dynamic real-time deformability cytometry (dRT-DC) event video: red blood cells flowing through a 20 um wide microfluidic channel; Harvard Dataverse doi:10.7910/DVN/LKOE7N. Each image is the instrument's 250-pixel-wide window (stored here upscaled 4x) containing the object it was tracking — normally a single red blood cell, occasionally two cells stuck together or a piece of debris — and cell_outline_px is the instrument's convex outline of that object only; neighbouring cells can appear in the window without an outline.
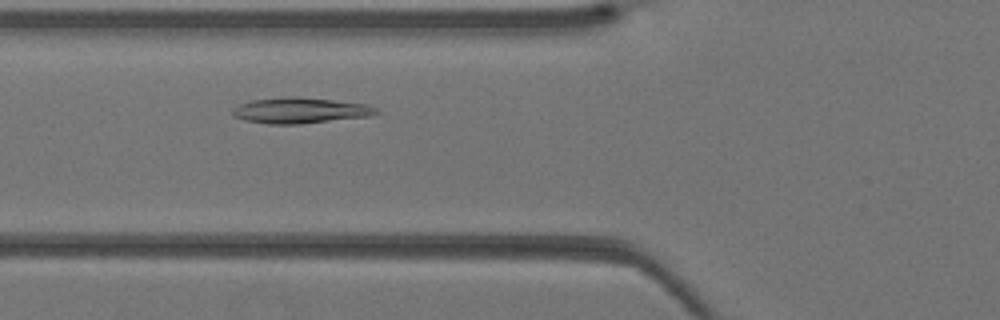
{"species": "Egyptian fruit bat (a non-hibernating species)", "species_latin": "Rousettus aegyptiacus", "temperature_condition": "warm", "stored_images_in_passage": 34, "camera_frame_rate_fps": 3000, "um_per_image_px": 0.085, "animal": {"sex": "female"}, "frame": {"image": 1, "passage_image": 8, "time_ms": 2.333, "image_size_px": [1000, 320], "cell_outline_px": [[380, 112], [372, 116], [300, 124], [268, 124], [244, 120], [236, 116], [232, 112], [232, 108], [240, 104], [252, 100], [288, 96], [300, 96], [368, 104], [376, 108]], "centroid_in_image_um": [25.56, 9.38], "position_along_channel_um": 100.2, "area_um2": 21.73}}
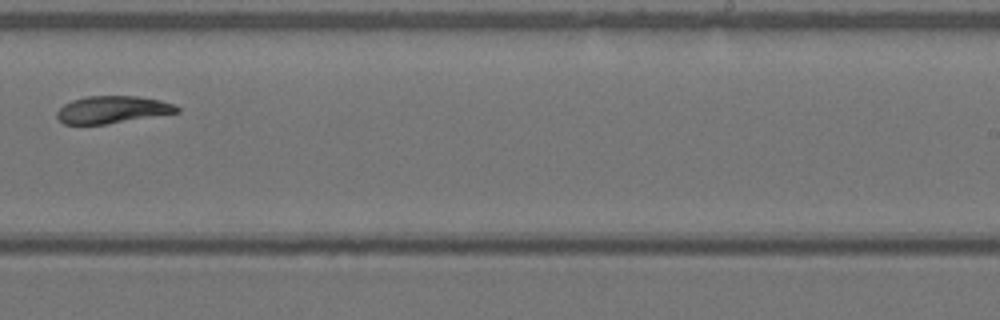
{"frame": {"image": 2, "passage_image": 19, "time_ms": 6.0, "image_size_px": [1000, 320], "cell_outline_px": [[180, 112], [108, 124], [64, 124], [56, 116], [56, 112], [64, 104], [72, 100], [88, 96], [136, 96], [160, 100], [172, 104], [180, 108]], "centroid_in_image_um": [9.55, 9.32], "position_along_channel_um": 279.5, "area_um2": 19.02}}
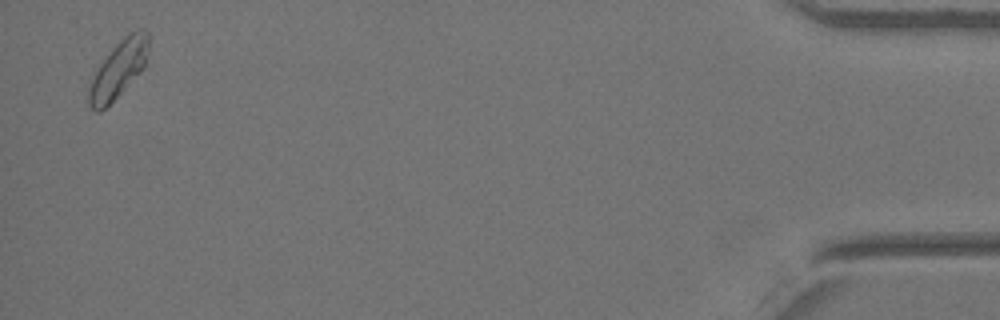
{"frame": {"image": 3, "passage_image": 33, "time_ms": 10.667, "image_size_px": [1000, 320], "cell_outline_px": [[148, 48], [144, 68], [100, 112], [96, 112], [88, 104], [88, 80], [112, 48], [128, 32], [136, 28], [148, 28]], "centroid_in_image_um": [10.05, 5.83], "position_along_channel_um": 425.1, "area_um2": 19.88}}